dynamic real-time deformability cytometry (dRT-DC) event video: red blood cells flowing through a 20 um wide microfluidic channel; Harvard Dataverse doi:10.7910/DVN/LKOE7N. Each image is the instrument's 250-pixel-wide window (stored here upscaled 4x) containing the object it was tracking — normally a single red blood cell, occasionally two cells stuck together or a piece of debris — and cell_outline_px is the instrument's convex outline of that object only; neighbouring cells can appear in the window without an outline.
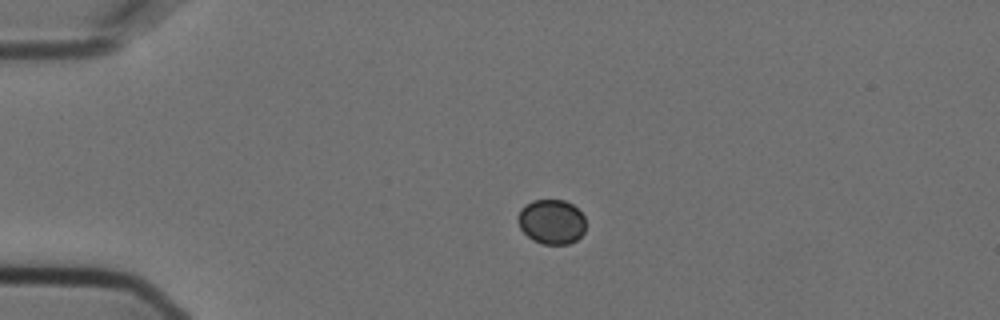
{"species": "Egyptian fruit bat (a non-hibernating species)", "species_latin": "Rousettus aegyptiacus", "temperature_condition": "cold", "stored_images_in_passage": 57, "camera_frame_rate_fps": 3000, "um_per_image_px": 0.085, "animal": {"sex": "female"}, "frame": {"image": 1, "passage_image": 14, "time_ms": 4.333, "image_size_px": [1000, 320], "cell_outline_px": [[584, 232], [576, 240], [568, 244], [544, 244], [532, 240], [520, 228], [516, 220], [516, 216], [520, 208], [524, 204], [532, 200], [564, 200], [572, 204], [584, 216]], "centroid_in_image_um": [46.83, 18.83], "position_along_channel_um": 38.2, "area_um2": 17.8}}
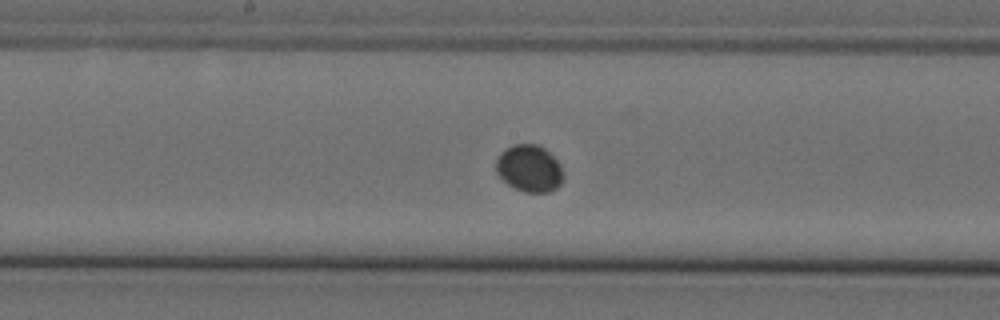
{"frame": {"image": 2, "passage_image": 31, "time_ms": 10.0, "image_size_px": [1000, 320], "cell_outline_px": [[564, 176], [560, 184], [556, 188], [548, 192], [524, 192], [508, 184], [496, 172], [496, 156], [504, 148], [516, 144], [536, 144], [544, 148], [560, 164], [564, 172]], "centroid_in_image_um": [44.98, 14.3], "position_along_channel_um": 203.2, "area_um2": 18.44}}
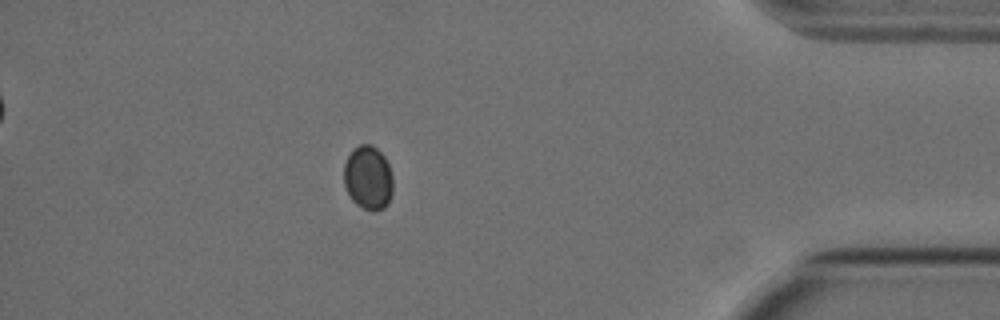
{"frame": {"image": 3, "passage_image": 51, "time_ms": 16.667, "image_size_px": [1000, 320], "cell_outline_px": [[392, 192], [388, 204], [384, 208], [376, 212], [372, 212], [356, 204], [352, 200], [344, 184], [344, 164], [352, 148], [360, 144], [372, 144], [384, 156], [388, 164], [392, 176]], "centroid_in_image_um": [31.29, 15.11], "position_along_channel_um": 403.9, "area_um2": 18.44}}